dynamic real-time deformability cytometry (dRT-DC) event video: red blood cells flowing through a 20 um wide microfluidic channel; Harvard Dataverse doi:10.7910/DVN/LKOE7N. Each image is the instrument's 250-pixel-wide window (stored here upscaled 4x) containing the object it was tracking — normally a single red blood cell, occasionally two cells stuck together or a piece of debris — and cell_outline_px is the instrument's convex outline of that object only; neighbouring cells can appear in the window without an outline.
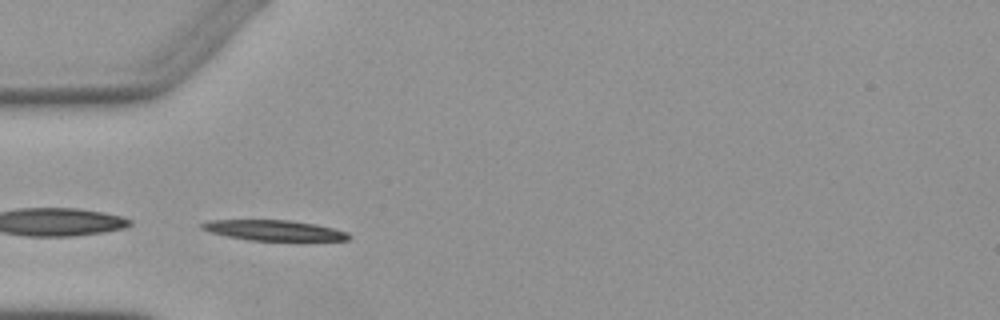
{"species": "Egyptian fruit bat (a non-hibernating species)", "species_latin": "Rousettus aegyptiacus", "temperature_condition": "warm", "stored_images_in_passage": 3, "segment_of_instrument_passage": [2, 2], "camera_frame_rate_fps": 3000, "um_per_image_px": 0.085, "animal": {"sex": "female"}, "frame": {"image": 1, "passage_image": 3, "time_ms": 2.333, "image_size_px": [1000, 320], "cell_outline_px": [[352, 236], [348, 240], [248, 240], [208, 232], [200, 228], [200, 224], [208, 220], [292, 220], [316, 224], [348, 232]], "centroid_in_image_um": [23.26, 19.57], "position_along_channel_um": 61.7, "area_um2": 17.46}}